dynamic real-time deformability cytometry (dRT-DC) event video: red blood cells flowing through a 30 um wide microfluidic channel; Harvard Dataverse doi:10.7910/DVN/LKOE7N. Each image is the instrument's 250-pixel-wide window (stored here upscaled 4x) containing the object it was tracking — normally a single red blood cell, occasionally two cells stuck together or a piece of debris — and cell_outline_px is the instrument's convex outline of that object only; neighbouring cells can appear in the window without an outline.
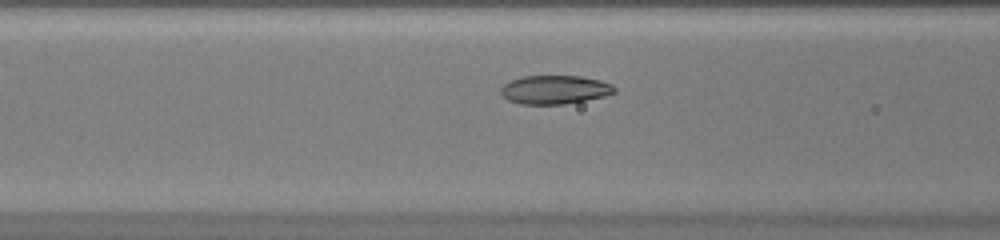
{"species": "common noctule bat (a hibernating species)", "species_latin": "Nyctalus noctula", "temperature_condition": "warm", "stored_images_in_passage": 36, "camera_frame_rate_fps": 3000, "um_per_image_px": 0.085, "animal": {"sex": "female", "body_mass_g": 20.0, "forearm_length_mm": 54.0}, "frame": {"image": 1, "passage_image": 6, "time_ms": 1.667, "image_size_px": [1000, 240], "cell_outline_px": [[616, 92], [604, 96], [564, 104], [520, 104], [508, 100], [500, 92], [500, 88], [504, 84], [512, 80], [524, 76], [580, 76], [600, 80], [612, 84], [616, 88]], "centroid_in_image_um": [47.16, 7.62], "position_along_channel_um": 119.4, "area_um2": 18.9}}
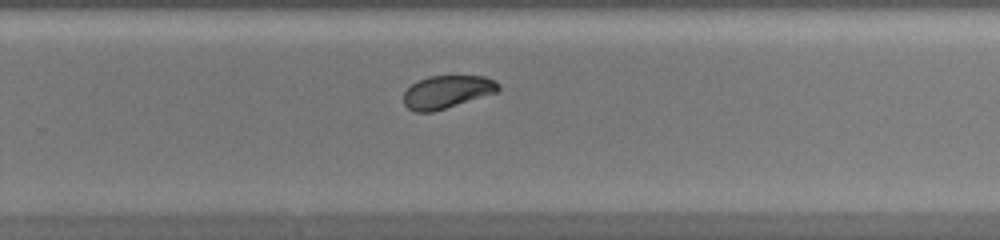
{"frame": {"image": 2, "passage_image": 19, "time_ms": 6.0, "image_size_px": [1000, 240], "cell_outline_px": [[500, 88], [496, 92], [432, 112], [416, 112], [408, 108], [404, 104], [404, 92], [412, 84], [428, 76], [484, 76], [496, 80], [500, 84]], "centroid_in_image_um": [38.0, 7.8], "position_along_channel_um": 291.8, "area_um2": 17.92}}
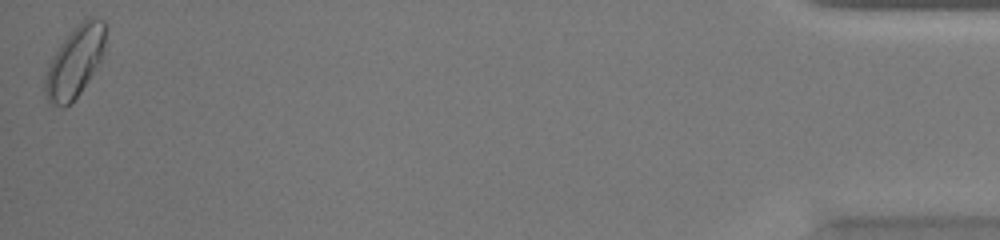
{"frame": {"image": 3, "passage_image": 36, "time_ms": 11.667, "image_size_px": [1000, 240], "cell_outline_px": [[104, 48], [100, 60], [88, 80], [80, 92], [64, 108], [48, 104], [44, 92], [44, 76], [48, 64], [52, 56], [60, 44], [88, 16], [96, 16], [104, 20]], "centroid_in_image_um": [6.32, 5.29], "position_along_channel_um": 428.9, "area_um2": 24.57}, "authors_computed_cell_mechanics": {"area_um2": 18.9006, "velocity_mm_per_s": 3.9852, "shape_relaxation_time_tau1_ms": 3.4451, "shape_relaxation_time_tau2_ms": 3.3168, "deformation_change_tau1": 0.1154, "deformation_change_tau2": 0.0286}}